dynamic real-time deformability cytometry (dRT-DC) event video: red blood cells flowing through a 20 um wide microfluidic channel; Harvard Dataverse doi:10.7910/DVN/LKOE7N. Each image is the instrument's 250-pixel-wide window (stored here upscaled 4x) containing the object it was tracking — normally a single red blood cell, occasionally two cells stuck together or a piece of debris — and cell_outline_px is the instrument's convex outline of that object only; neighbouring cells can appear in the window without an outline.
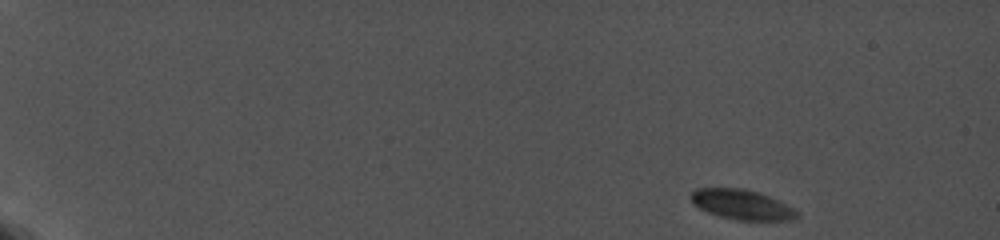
{"species": "common noctule bat (a hibernating species)", "species_latin": "Nyctalus noctula", "temperature_condition": "cold", "stored_images_in_passage": 35, "camera_frame_rate_fps": 5000, "um_per_image_px": 0.085, "animal": {"sex": "female", "body_mass_g": 19.0, "forearm_length_mm": 56.7}, "frame": {"image": 1, "passage_image": 1, "time_ms": 0.0, "image_size_px": [1000, 240], "cell_outline_px": [[800, 216], [792, 220], [736, 220], [720, 216], [708, 212], [692, 204], [688, 196], [696, 188], [744, 188], [760, 192], [800, 212]], "centroid_in_image_um": [63.02, 17.38], "position_along_channel_um": 22.0, "area_um2": 18.55}}
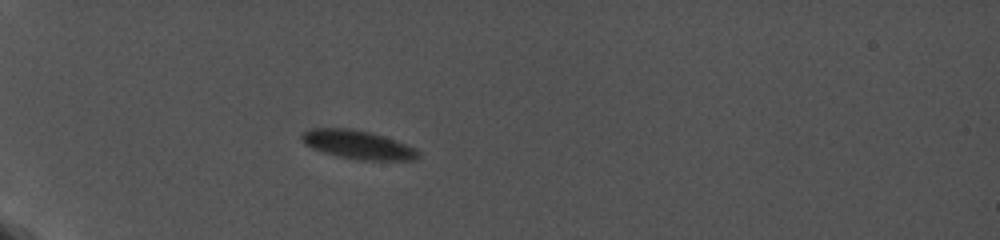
{"frame": {"image": 2, "passage_image": 34, "time_ms": 4.4, "image_size_px": [1000, 240], "cell_outline_px": [[420, 156], [412, 160], [360, 160], [340, 156], [324, 152], [312, 148], [304, 144], [300, 136], [304, 132], [312, 128], [348, 128], [372, 132], [396, 140], [416, 148], [420, 152]], "centroid_in_image_um": [30.44, 12.29], "position_along_channel_um": 54.6, "area_um2": 19.42}}